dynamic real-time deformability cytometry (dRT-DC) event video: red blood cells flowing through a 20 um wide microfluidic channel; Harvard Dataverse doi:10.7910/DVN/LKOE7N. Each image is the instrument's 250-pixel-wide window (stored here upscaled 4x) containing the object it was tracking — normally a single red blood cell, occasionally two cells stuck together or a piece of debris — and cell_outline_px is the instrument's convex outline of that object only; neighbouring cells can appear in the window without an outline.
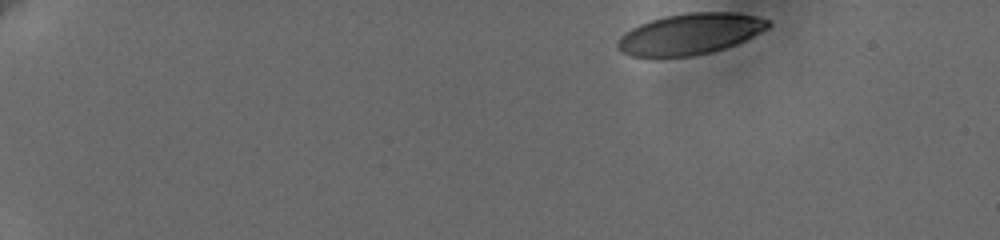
{"species": "human", "species_latin": "Homo sapiens", "temperature_condition": "cold", "stored_images_in_passage": 51, "camera_frame_rate_fps": 3000, "um_per_image_px": 0.085, "donor": {"sex": "female"}, "frame": {"image": 1, "passage_image": 1, "time_ms": 0.0, "image_size_px": [1000, 240], "cell_outline_px": [[772, 24], [768, 28], [736, 44], [712, 52], [692, 56], [632, 56], [616, 48], [616, 44], [620, 36], [624, 32], [640, 24], [664, 16], [688, 12], [732, 12], [756, 16], [772, 20]], "centroid_in_image_um": [58.67, 2.87], "position_along_channel_um": 26.3, "area_um2": 35.89}}
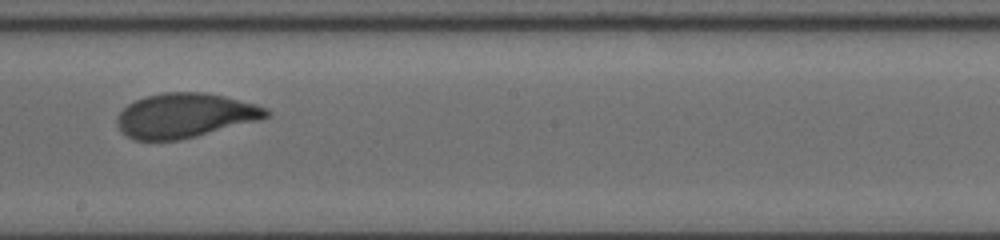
{"frame": {"image": 2, "passage_image": 29, "time_ms": 9.333, "image_size_px": [1000, 240], "cell_outline_px": [[272, 112], [268, 116], [260, 120], [196, 136], [176, 140], [136, 140], [128, 136], [120, 128], [116, 120], [120, 112], [128, 104], [144, 96], [164, 92], [204, 92], [224, 96], [256, 104], [268, 108]], "centroid_in_image_um": [15.76, 9.8], "position_along_channel_um": 232.4, "area_um2": 38.49}}
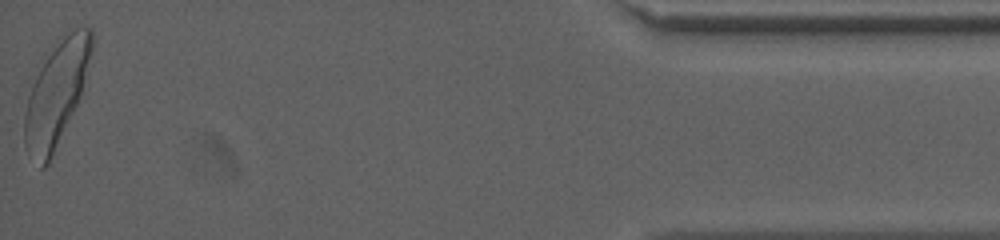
{"frame": {"image": 3, "passage_image": 51, "time_ms": 16.667, "image_size_px": [1000, 240], "cell_outline_px": [[92, 48], [80, 92], [76, 104], [48, 164], [44, 168], [40, 168], [28, 156], [24, 144], [24, 116], [28, 96], [36, 64], [44, 52], [60, 36], [76, 28], [92, 28]], "centroid_in_image_um": [4.69, 7.9], "position_along_channel_um": 430.5, "area_um2": 40.98}, "authors_computed_cell_mechanics": {"area_um2": 38.7838, "velocity_mm_per_s": 3.6263, "shape_relaxation_time_tau1_ms": 2.9113, "shape_relaxation_time_tau2_ms": 0.735, "deformation_change_tau1": 0.1491, "deformation_change_tau2": 0.0536}}